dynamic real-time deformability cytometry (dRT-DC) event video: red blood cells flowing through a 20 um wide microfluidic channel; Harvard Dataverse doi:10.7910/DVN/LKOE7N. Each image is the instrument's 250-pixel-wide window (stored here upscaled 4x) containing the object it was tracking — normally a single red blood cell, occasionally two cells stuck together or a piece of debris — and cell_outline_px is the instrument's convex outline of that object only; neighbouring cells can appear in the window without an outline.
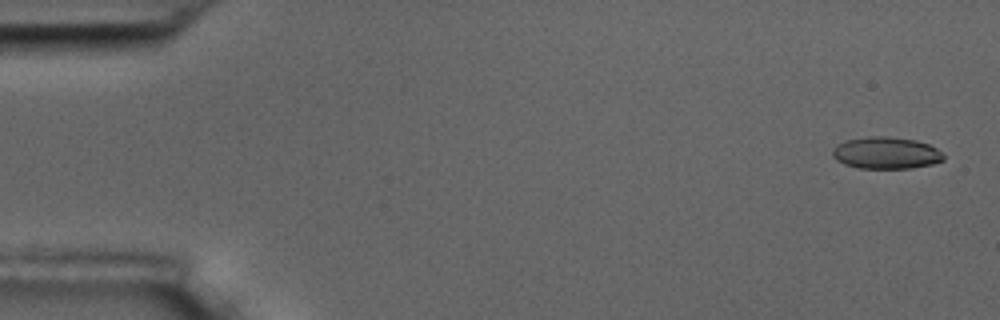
{"species": "common noctule bat (a hibernating species)", "species_latin": "Nyctalus noctula", "temperature_condition": "room temperature", "stored_images_in_passage": 5, "camera_frame_rate_fps": 3000, "um_per_image_px": 0.085, "animal": {"sex": "male", "body_mass_g": 17.5, "forearm_length_mm": 52.3}, "frame": {"image": 1, "passage_image": 1, "time_ms": 0.0, "image_size_px": [1000, 320], "cell_outline_px": [[944, 160], [932, 164], [912, 168], [856, 168], [844, 164], [836, 160], [832, 156], [832, 148], [836, 144], [844, 140], [868, 136], [888, 136], [916, 140], [928, 144], [936, 148], [944, 156]], "centroid_in_image_um": [75.27, 12.99], "position_along_channel_um": 9.7, "area_um2": 20.87}}
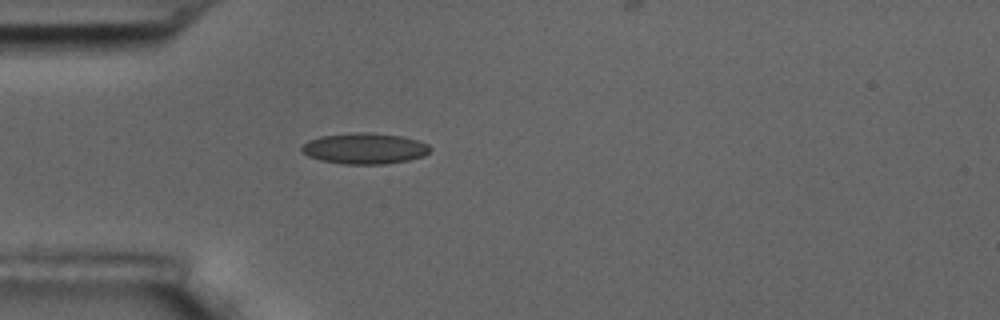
{"frame": {"image": 2, "passage_image": 5, "time_ms": 4.667, "image_size_px": [1000, 320], "cell_outline_px": [[432, 148], [424, 156], [408, 160], [384, 164], [344, 164], [320, 160], [308, 156], [300, 152], [300, 148], [308, 140], [320, 136], [356, 132], [368, 132], [400, 136], [416, 140], [428, 144]], "centroid_in_image_um": [30.96, 12.62], "position_along_channel_um": 54.0, "area_um2": 23.18}}